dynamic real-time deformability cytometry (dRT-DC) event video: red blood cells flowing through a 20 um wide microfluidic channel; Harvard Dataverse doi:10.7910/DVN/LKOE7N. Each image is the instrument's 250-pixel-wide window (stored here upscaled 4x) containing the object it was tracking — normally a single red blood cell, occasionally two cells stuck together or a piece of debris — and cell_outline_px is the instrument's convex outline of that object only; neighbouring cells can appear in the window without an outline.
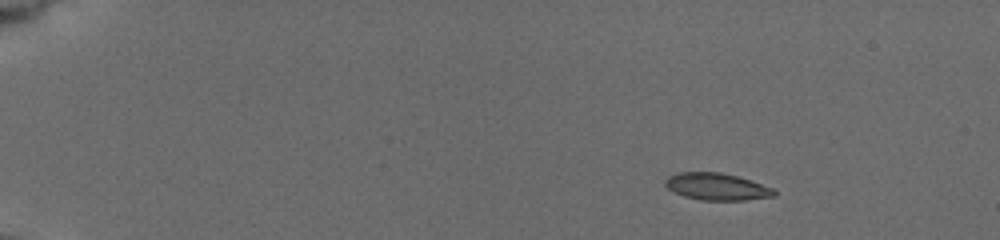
{"species": "common noctule bat (a hibernating species)", "species_latin": "Nyctalus noctula", "temperature_condition": "cold", "stored_images_in_passage": 22, "camera_frame_rate_fps": 3000, "um_per_image_px": 0.085, "animal": {"sex": "female", "body_mass_g": 19.5, "forearm_length_mm": 54.1}, "frame": {"image": 1, "passage_image": 1, "time_ms": 0.0, "image_size_px": [1000, 240], "cell_outline_px": [[776, 196], [748, 200], [700, 200], [684, 196], [672, 192], [664, 184], [664, 180], [668, 176], [676, 172], [720, 172], [736, 176], [772, 188], [776, 192]], "centroid_in_image_um": [60.87, 15.87], "position_along_channel_um": 24.1, "area_um2": 17.17}}
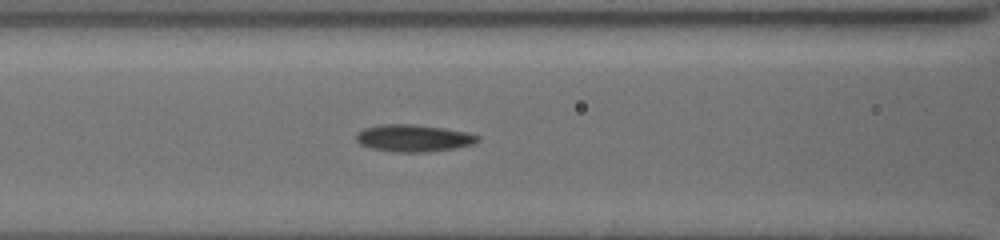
{"frame": {"image": 2, "passage_image": 16, "time_ms": 6.0, "image_size_px": [1000, 240], "cell_outline_px": [[480, 140], [472, 144], [456, 148], [428, 152], [396, 152], [368, 148], [360, 144], [356, 140], [356, 136], [364, 128], [384, 124], [412, 124], [468, 132], [480, 136]], "centroid_in_image_um": [35.16, 11.75], "position_along_channel_um": 131.4, "area_um2": 19.13}}
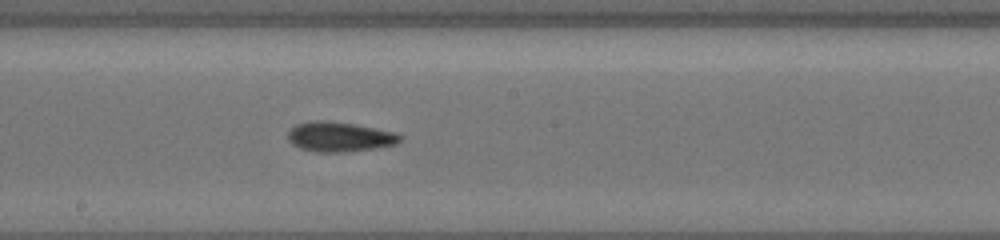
{"frame": {"image": 3, "passage_image": 22, "time_ms": 8.333, "image_size_px": [1000, 240], "cell_outline_px": [[404, 136], [396, 144], [380, 148], [348, 152], [316, 152], [300, 148], [292, 144], [288, 140], [288, 132], [296, 124], [316, 120], [320, 120], [352, 124], [392, 132]], "centroid_in_image_um": [28.85, 11.65], "position_along_channel_um": 219.3, "area_um2": 19.36}}